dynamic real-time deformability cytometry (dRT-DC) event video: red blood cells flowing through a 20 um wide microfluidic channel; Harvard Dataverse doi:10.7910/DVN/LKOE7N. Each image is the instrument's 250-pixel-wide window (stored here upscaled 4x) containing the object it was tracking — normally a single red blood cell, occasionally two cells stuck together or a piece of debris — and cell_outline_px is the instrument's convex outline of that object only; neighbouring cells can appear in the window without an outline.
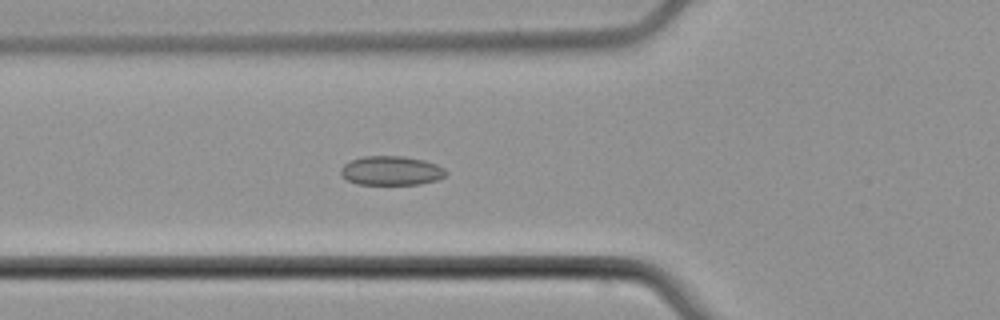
{"species": "common noctule bat (a hibernating species)", "species_latin": "Nyctalus noctula", "temperature_condition": "cold", "stored_images_in_passage": 5, "camera_frame_rate_fps": 3000, "um_per_image_px": 0.085, "animal": {"sex": "male", "body_mass_g": 21.5, "forearm_length_mm": 52.0}, "frame": {"image": 1, "passage_image": 5, "time_ms": 5.333, "image_size_px": [1000, 320], "cell_outline_px": [[448, 172], [444, 176], [436, 180], [420, 184], [356, 184], [348, 180], [340, 172], [340, 168], [344, 164], [352, 160], [364, 156], [404, 156], [424, 160], [436, 164], [444, 168]], "centroid_in_image_um": [33.27, 14.5], "position_along_channel_um": 92.5, "area_um2": 17.8}}